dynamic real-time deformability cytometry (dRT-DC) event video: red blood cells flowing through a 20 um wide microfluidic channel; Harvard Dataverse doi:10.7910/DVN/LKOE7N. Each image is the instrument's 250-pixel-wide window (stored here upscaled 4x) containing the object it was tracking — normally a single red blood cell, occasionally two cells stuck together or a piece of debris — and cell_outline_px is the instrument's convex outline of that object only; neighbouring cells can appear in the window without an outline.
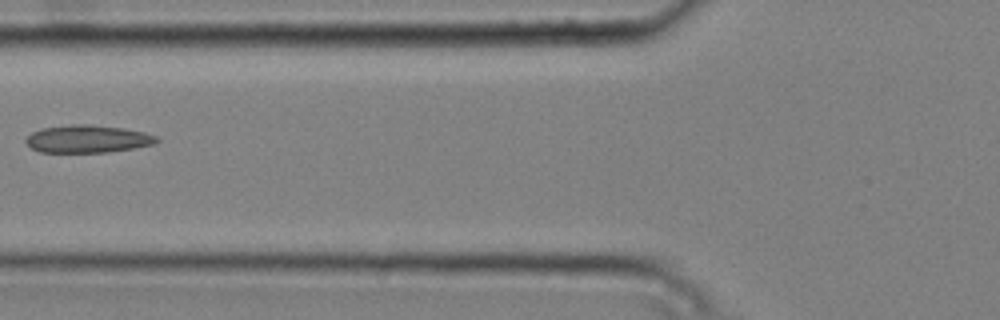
{"species": "common noctule bat (a hibernating species)", "species_latin": "Nyctalus noctula", "temperature_condition": "cold", "stored_images_in_passage": 8, "camera_frame_rate_fps": 3000, "um_per_image_px": 0.085, "animal": {"sex": "male", "body_mass_g": 20.4}, "frame": {"image": 1, "passage_image": 6, "time_ms": 1.667, "image_size_px": [1000, 320], "cell_outline_px": [[160, 140], [156, 144], [108, 152], [40, 152], [32, 148], [24, 140], [32, 132], [40, 128], [72, 124], [88, 124], [124, 128], [144, 132], [156, 136]], "centroid_in_image_um": [7.45, 11.8], "position_along_channel_um": 118.3, "area_um2": 21.1}}
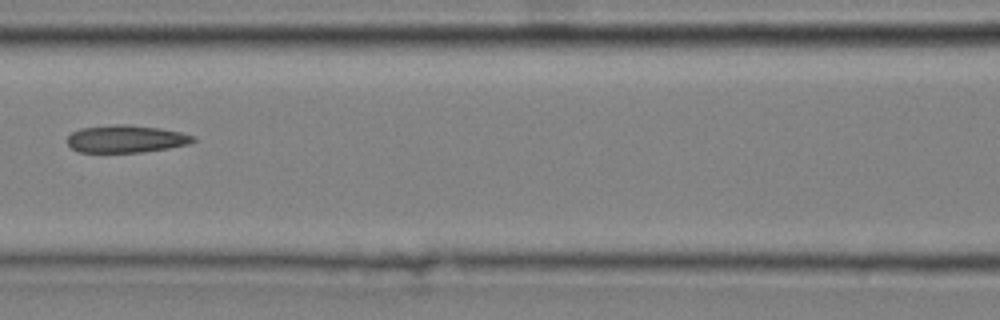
{"frame": {"image": 2, "passage_image": 7, "time_ms": 2.0, "image_size_px": [1000, 320], "cell_outline_px": [[196, 140], [188, 144], [168, 148], [144, 152], [80, 152], [72, 148], [68, 144], [68, 136], [72, 132], [80, 128], [116, 124], [128, 124], [160, 128], [180, 132], [196, 136]], "centroid_in_image_um": [10.73, 11.8], "position_along_channel_um": 155.9, "area_um2": 20.17}}
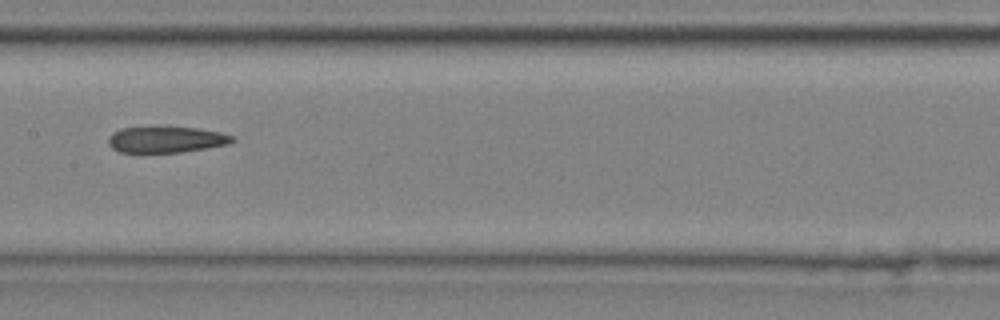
{"frame": {"image": 3, "passage_image": 8, "time_ms": 2.333, "image_size_px": [1000, 320], "cell_outline_px": [[236, 140], [228, 144], [208, 148], [180, 152], [120, 152], [112, 148], [108, 144], [108, 136], [112, 132], [120, 128], [160, 124], [164, 124], [196, 128], [220, 132], [232, 136]], "centroid_in_image_um": [14.08, 11.81], "position_along_channel_um": 193.3, "area_um2": 19.77}}